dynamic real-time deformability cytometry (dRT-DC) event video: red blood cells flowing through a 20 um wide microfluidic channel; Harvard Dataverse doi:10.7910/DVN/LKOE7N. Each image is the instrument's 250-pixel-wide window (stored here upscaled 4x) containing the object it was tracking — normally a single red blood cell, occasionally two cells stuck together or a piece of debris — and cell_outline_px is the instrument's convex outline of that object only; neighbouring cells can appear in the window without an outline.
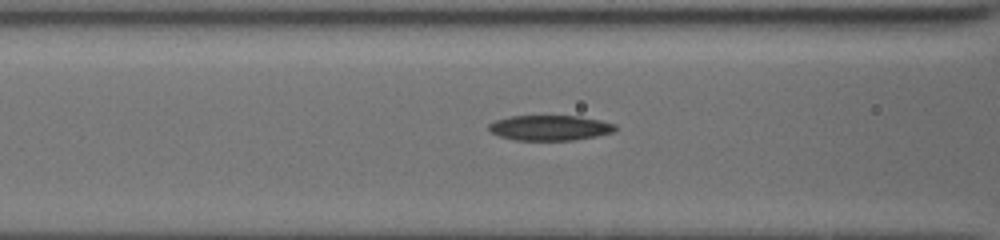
{"species": "common noctule bat (a hibernating species)", "species_latin": "Nyctalus noctula", "temperature_condition": "cold", "stored_images_in_passage": 7, "camera_frame_rate_fps": 3000, "um_per_image_px": 0.085, "animal": {"sex": "female", "body_mass_g": 19.5, "forearm_length_mm": 54.1}, "frame": {"image": 1, "passage_image": 6, "time_ms": 2.0, "image_size_px": [1000, 240], "cell_outline_px": [[616, 132], [576, 140], [516, 140], [500, 136], [488, 132], [488, 124], [496, 120], [512, 116], [580, 116], [600, 120], [616, 124]], "centroid_in_image_um": [46.76, 10.87], "position_along_channel_um": 119.8, "area_um2": 18.73}}